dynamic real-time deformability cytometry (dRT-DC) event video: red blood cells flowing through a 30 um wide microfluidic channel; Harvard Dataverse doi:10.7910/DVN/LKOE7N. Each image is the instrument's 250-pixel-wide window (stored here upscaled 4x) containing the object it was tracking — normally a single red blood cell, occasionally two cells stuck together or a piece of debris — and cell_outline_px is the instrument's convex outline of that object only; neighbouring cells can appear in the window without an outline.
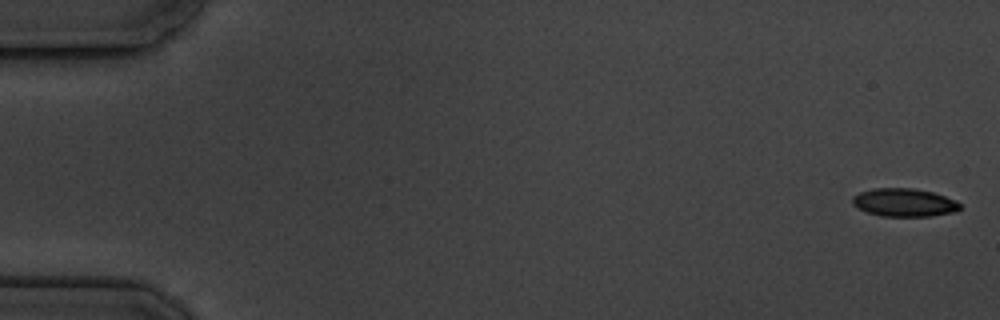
{"species": "common noctule bat (a hibernating species)", "species_latin": "Nyctalus noctula", "temperature_condition": "cold", "stored_images_in_passage": 5, "camera_frame_rate_fps": 3000, "um_per_image_px": 0.085, "animal": {"sex": "male", "body_mass_g": 19.5, "forearm_length_mm": 54.6}, "frame": {"image": 1, "passage_image": 1, "time_ms": 0.0, "image_size_px": [1000, 320], "cell_outline_px": [[960, 208], [956, 212], [932, 216], [880, 216], [868, 212], [852, 204], [852, 196], [860, 192], [872, 188], [916, 188], [932, 192], [956, 200], [960, 204]], "centroid_in_image_um": [76.86, 17.21], "position_along_channel_um": 8.1, "area_um2": 17.69}}
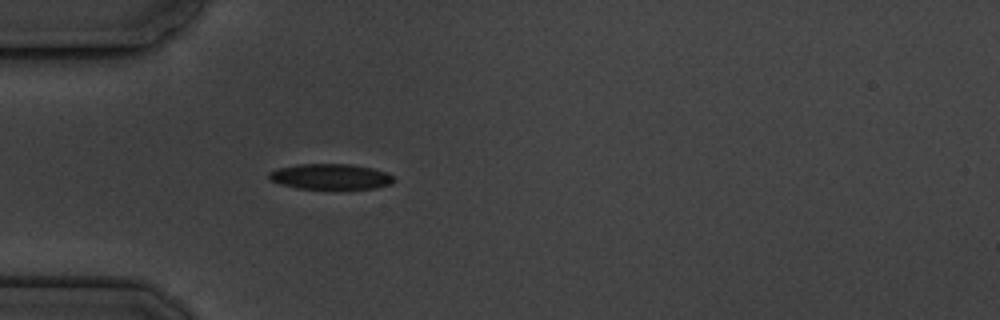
{"frame": {"image": 2, "passage_image": 5, "time_ms": 5.333, "image_size_px": [1000, 320], "cell_outline_px": [[396, 180], [392, 184], [376, 188], [296, 188], [280, 184], [268, 180], [268, 172], [276, 168], [296, 164], [352, 164], [372, 168], [384, 172], [392, 176]], "centroid_in_image_um": [28.04, 15.0], "position_along_channel_um": 57.0, "area_um2": 18.61}}